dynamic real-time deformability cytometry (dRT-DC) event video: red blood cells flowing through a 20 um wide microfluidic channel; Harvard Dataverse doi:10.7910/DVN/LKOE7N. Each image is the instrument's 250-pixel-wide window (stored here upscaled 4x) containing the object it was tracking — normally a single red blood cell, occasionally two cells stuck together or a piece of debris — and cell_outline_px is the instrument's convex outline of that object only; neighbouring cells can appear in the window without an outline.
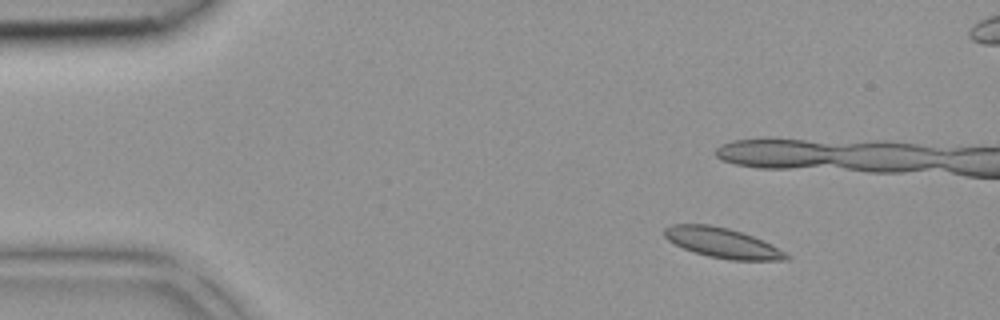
{"species": "common noctule bat (a hibernating species)", "species_latin": "Nyctalus noctula", "temperature_condition": "room temperature", "stored_images_in_passage": 36, "camera_frame_rate_fps": 3000, "um_per_image_px": 0.085, "animal": {"sex": "female", "body_mass_g": 18.4}, "frame": {"image": 1, "passage_image": 6, "time_ms": 1.667, "image_size_px": [1000, 320], "cell_outline_px": [[792, 256], [788, 260], [732, 260], [708, 256], [684, 248], [668, 240], [664, 236], [664, 228], [672, 224], [708, 224], [728, 228], [752, 236]], "centroid_in_image_um": [61.37, 20.64], "position_along_channel_um": 23.6, "area_um2": 20.87}}